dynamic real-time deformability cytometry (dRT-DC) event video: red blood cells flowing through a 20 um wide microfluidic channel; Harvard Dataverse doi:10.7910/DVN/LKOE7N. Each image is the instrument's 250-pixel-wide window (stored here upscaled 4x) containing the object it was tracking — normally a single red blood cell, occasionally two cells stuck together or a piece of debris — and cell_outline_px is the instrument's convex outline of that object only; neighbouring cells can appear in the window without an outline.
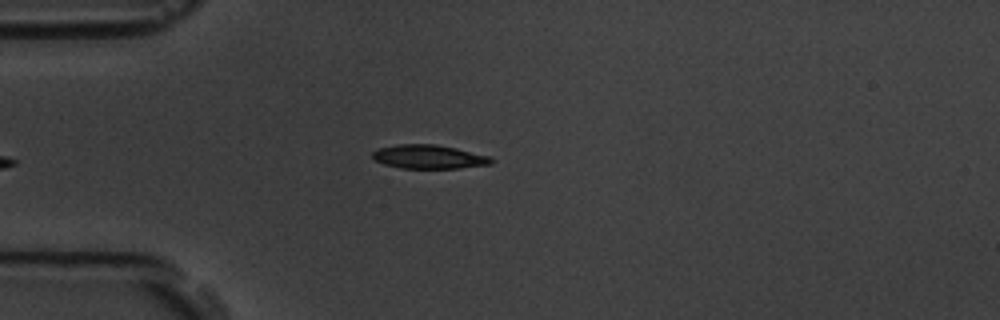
{"species": "common noctule bat (a hibernating species)", "species_latin": "Nyctalus noctula", "temperature_condition": "room temperature", "stored_images_in_passage": 2, "camera_frame_rate_fps": 3000, "um_per_image_px": 0.085, "animal": {"sex": "male", "body_mass_g": 19.5, "forearm_length_mm": 54.6}, "frame": {"image": 1, "passage_image": 2, "time_ms": 1.0, "image_size_px": [1000, 320], "cell_outline_px": [[492, 164], [460, 168], [400, 168], [384, 164], [372, 160], [372, 152], [376, 148], [396, 144], [436, 144], [456, 148], [488, 156], [492, 160]], "centroid_in_image_um": [36.37, 13.32], "position_along_channel_um": 48.6, "area_um2": 16.59}}